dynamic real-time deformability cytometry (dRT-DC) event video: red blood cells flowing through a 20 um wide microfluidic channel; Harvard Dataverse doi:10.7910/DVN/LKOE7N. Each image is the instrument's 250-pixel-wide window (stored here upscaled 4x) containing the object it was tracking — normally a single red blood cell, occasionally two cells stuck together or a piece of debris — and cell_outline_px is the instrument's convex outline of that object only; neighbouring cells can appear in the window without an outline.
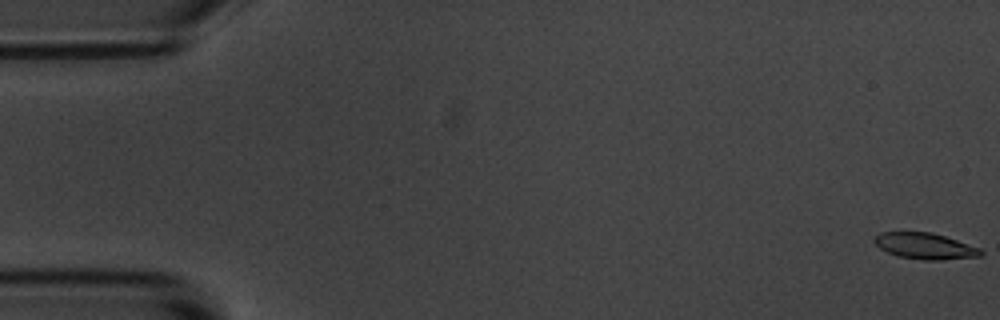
{"species": "common noctule bat (a hibernating species)", "species_latin": "Nyctalus noctula", "temperature_condition": "room temperature", "stored_images_in_passage": 55, "camera_frame_rate_fps": 3000, "um_per_image_px": 0.085, "animal": {"sex": "male", "body_mass_g": 20.1, "forearm_length_mm": 53.5}, "frame": {"image": 1, "passage_image": 1, "time_ms": 0.0, "image_size_px": [1000, 320], "cell_outline_px": [[984, 252], [980, 256], [940, 260], [924, 260], [896, 256], [880, 248], [872, 240], [880, 232], [932, 232], [980, 248]], "centroid_in_image_um": [78.61, 20.91], "position_along_channel_um": 6.4, "area_um2": 16.13}}
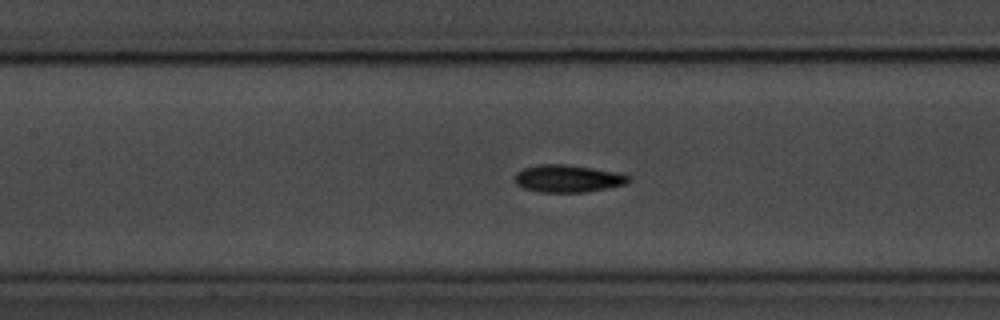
{"frame": {"image": 2, "passage_image": 25, "time_ms": 8.0, "image_size_px": [1000, 320], "cell_outline_px": [[632, 180], [624, 184], [588, 192], [540, 192], [524, 188], [516, 184], [516, 172], [524, 168], [536, 164], [564, 164], [592, 168], [616, 172], [632, 176]], "centroid_in_image_um": [48.28, 15.17], "position_along_channel_um": 159.1, "area_um2": 18.15}}
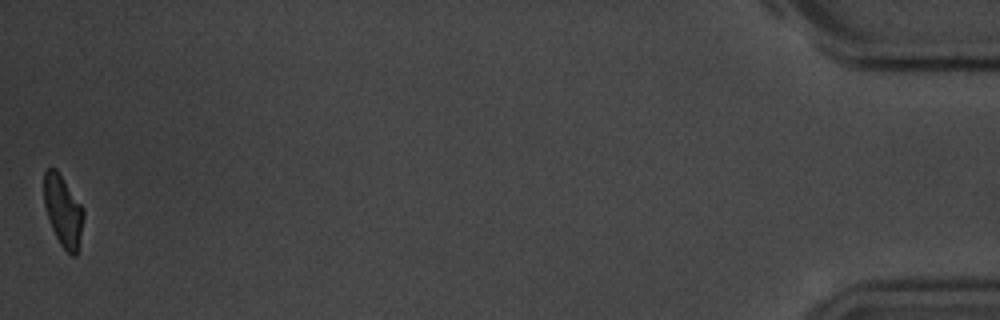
{"frame": {"image": 3, "passage_image": 55, "time_ms": 18.0, "image_size_px": [1000, 320], "cell_outline_px": [[84, 216], [76, 256], [72, 256], [60, 244], [52, 228], [44, 204], [44, 172], [48, 168], [56, 168], [84, 208]], "centroid_in_image_um": [5.36, 17.9], "position_along_channel_um": 429.8, "area_um2": 16.18}, "authors_computed_cell_mechanics": {"area_um2": 17.4556, "velocity_mm_per_s": 3.6811, "shape_relaxation_time_tau1_ms": 2.4227, "shape_relaxation_time_tau2_ms": 5.1327, "deformation_change_tau1": 0.1138, "deformation_change_tau2": 0.088}}